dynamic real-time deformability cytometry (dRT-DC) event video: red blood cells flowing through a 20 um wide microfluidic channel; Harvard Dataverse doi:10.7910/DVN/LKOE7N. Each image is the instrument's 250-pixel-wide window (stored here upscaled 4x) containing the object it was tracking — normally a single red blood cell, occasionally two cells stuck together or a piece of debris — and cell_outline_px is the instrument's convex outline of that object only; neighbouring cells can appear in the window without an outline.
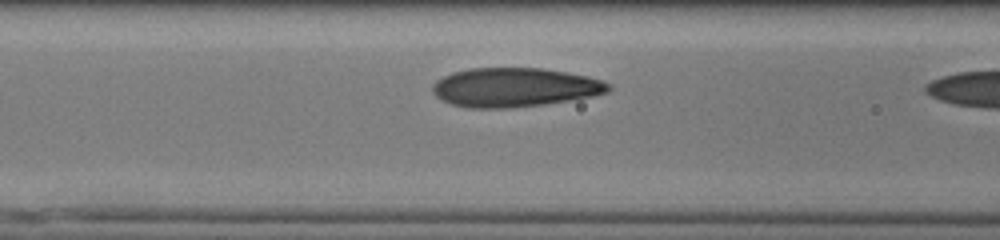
{"species": "human", "species_latin": "Homo sapiens", "temperature_condition": "cold", "stored_images_in_passage": 8, "camera_frame_rate_fps": 3000, "um_per_image_px": 0.085, "donor": {"sex": "male"}, "frame": {"image": 1, "passage_image": 7, "time_ms": 2.0, "image_size_px": [1000, 240], "cell_outline_px": [[612, 88], [608, 92], [592, 96], [544, 104], [512, 108], [468, 108], [452, 104], [440, 100], [432, 92], [432, 84], [436, 80], [452, 72], [472, 68], [540, 68], [588, 76], [612, 84]], "centroid_in_image_um": [43.72, 7.43], "position_along_channel_um": 122.9, "area_um2": 40.11}}